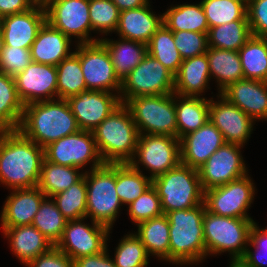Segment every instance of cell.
<instances>
[{
    "mask_svg": "<svg viewBox=\"0 0 267 267\" xmlns=\"http://www.w3.org/2000/svg\"><path fill=\"white\" fill-rule=\"evenodd\" d=\"M44 148L19 130L0 132V182L14 189L38 185Z\"/></svg>",
    "mask_w": 267,
    "mask_h": 267,
    "instance_id": "6da1fadb",
    "label": "cell"
},
{
    "mask_svg": "<svg viewBox=\"0 0 267 267\" xmlns=\"http://www.w3.org/2000/svg\"><path fill=\"white\" fill-rule=\"evenodd\" d=\"M54 99L24 106L18 128L27 139L42 148L80 130L68 101Z\"/></svg>",
    "mask_w": 267,
    "mask_h": 267,
    "instance_id": "7a4b0ae2",
    "label": "cell"
},
{
    "mask_svg": "<svg viewBox=\"0 0 267 267\" xmlns=\"http://www.w3.org/2000/svg\"><path fill=\"white\" fill-rule=\"evenodd\" d=\"M92 133L104 163H130L136 158L139 133L124 104L116 108Z\"/></svg>",
    "mask_w": 267,
    "mask_h": 267,
    "instance_id": "3957f363",
    "label": "cell"
},
{
    "mask_svg": "<svg viewBox=\"0 0 267 267\" xmlns=\"http://www.w3.org/2000/svg\"><path fill=\"white\" fill-rule=\"evenodd\" d=\"M206 207H196L167 212L169 221V262L191 264L206 256L203 235V218Z\"/></svg>",
    "mask_w": 267,
    "mask_h": 267,
    "instance_id": "277c9868",
    "label": "cell"
},
{
    "mask_svg": "<svg viewBox=\"0 0 267 267\" xmlns=\"http://www.w3.org/2000/svg\"><path fill=\"white\" fill-rule=\"evenodd\" d=\"M152 185L161 199L163 213L190 209L204 203V190L198 169L181 162L166 173L154 178Z\"/></svg>",
    "mask_w": 267,
    "mask_h": 267,
    "instance_id": "5b68a950",
    "label": "cell"
},
{
    "mask_svg": "<svg viewBox=\"0 0 267 267\" xmlns=\"http://www.w3.org/2000/svg\"><path fill=\"white\" fill-rule=\"evenodd\" d=\"M254 221L246 218L218 216L205 210L203 235L206 255L230 251L232 262H238L249 243L250 228Z\"/></svg>",
    "mask_w": 267,
    "mask_h": 267,
    "instance_id": "8992f818",
    "label": "cell"
},
{
    "mask_svg": "<svg viewBox=\"0 0 267 267\" xmlns=\"http://www.w3.org/2000/svg\"><path fill=\"white\" fill-rule=\"evenodd\" d=\"M87 188V216L111 229L122 202L116 193V164L104 163L83 173Z\"/></svg>",
    "mask_w": 267,
    "mask_h": 267,
    "instance_id": "52a82bcc",
    "label": "cell"
},
{
    "mask_svg": "<svg viewBox=\"0 0 267 267\" xmlns=\"http://www.w3.org/2000/svg\"><path fill=\"white\" fill-rule=\"evenodd\" d=\"M175 93L167 95L138 96L128 99L129 109L139 134L177 137ZM143 130V131H142Z\"/></svg>",
    "mask_w": 267,
    "mask_h": 267,
    "instance_id": "ba28073f",
    "label": "cell"
},
{
    "mask_svg": "<svg viewBox=\"0 0 267 267\" xmlns=\"http://www.w3.org/2000/svg\"><path fill=\"white\" fill-rule=\"evenodd\" d=\"M120 101L138 96L174 93V75L156 58L147 53L143 60L123 80ZM124 96V97H122Z\"/></svg>",
    "mask_w": 267,
    "mask_h": 267,
    "instance_id": "9c48e42d",
    "label": "cell"
},
{
    "mask_svg": "<svg viewBox=\"0 0 267 267\" xmlns=\"http://www.w3.org/2000/svg\"><path fill=\"white\" fill-rule=\"evenodd\" d=\"M44 158L55 164L78 168L92 161V170L104 164L93 133L87 130H79L48 144L44 147Z\"/></svg>",
    "mask_w": 267,
    "mask_h": 267,
    "instance_id": "30bf717a",
    "label": "cell"
},
{
    "mask_svg": "<svg viewBox=\"0 0 267 267\" xmlns=\"http://www.w3.org/2000/svg\"><path fill=\"white\" fill-rule=\"evenodd\" d=\"M135 158L129 163L139 170V163L151 171L150 178L166 173L180 163V140L177 137L154 134H139Z\"/></svg>",
    "mask_w": 267,
    "mask_h": 267,
    "instance_id": "8fae6325",
    "label": "cell"
},
{
    "mask_svg": "<svg viewBox=\"0 0 267 267\" xmlns=\"http://www.w3.org/2000/svg\"><path fill=\"white\" fill-rule=\"evenodd\" d=\"M254 189L251 179L245 175L204 191L206 210L218 216L251 219L246 211L252 203Z\"/></svg>",
    "mask_w": 267,
    "mask_h": 267,
    "instance_id": "7c38bea8",
    "label": "cell"
},
{
    "mask_svg": "<svg viewBox=\"0 0 267 267\" xmlns=\"http://www.w3.org/2000/svg\"><path fill=\"white\" fill-rule=\"evenodd\" d=\"M46 21L69 38L79 37V43H94L89 38L92 30L89 17V0H45ZM89 38V39H88Z\"/></svg>",
    "mask_w": 267,
    "mask_h": 267,
    "instance_id": "4fadbf2b",
    "label": "cell"
},
{
    "mask_svg": "<svg viewBox=\"0 0 267 267\" xmlns=\"http://www.w3.org/2000/svg\"><path fill=\"white\" fill-rule=\"evenodd\" d=\"M79 59L86 90L121 91L122 81L115 73L108 50L100 41L79 43Z\"/></svg>",
    "mask_w": 267,
    "mask_h": 267,
    "instance_id": "5bb4252c",
    "label": "cell"
},
{
    "mask_svg": "<svg viewBox=\"0 0 267 267\" xmlns=\"http://www.w3.org/2000/svg\"><path fill=\"white\" fill-rule=\"evenodd\" d=\"M82 219L67 221L61 239L55 245L73 261L102 252L107 246L110 229L92 221L91 227Z\"/></svg>",
    "mask_w": 267,
    "mask_h": 267,
    "instance_id": "9a60e30c",
    "label": "cell"
},
{
    "mask_svg": "<svg viewBox=\"0 0 267 267\" xmlns=\"http://www.w3.org/2000/svg\"><path fill=\"white\" fill-rule=\"evenodd\" d=\"M236 143H225L198 169L204 191L222 186L247 174L246 166Z\"/></svg>",
    "mask_w": 267,
    "mask_h": 267,
    "instance_id": "2e32d148",
    "label": "cell"
},
{
    "mask_svg": "<svg viewBox=\"0 0 267 267\" xmlns=\"http://www.w3.org/2000/svg\"><path fill=\"white\" fill-rule=\"evenodd\" d=\"M80 130L92 131L122 103L111 92L86 90L67 99Z\"/></svg>",
    "mask_w": 267,
    "mask_h": 267,
    "instance_id": "e0dca14e",
    "label": "cell"
},
{
    "mask_svg": "<svg viewBox=\"0 0 267 267\" xmlns=\"http://www.w3.org/2000/svg\"><path fill=\"white\" fill-rule=\"evenodd\" d=\"M17 93L23 105L52 100L57 95L56 66L31 63L15 77ZM45 96V99L41 97Z\"/></svg>",
    "mask_w": 267,
    "mask_h": 267,
    "instance_id": "ac0fdd59",
    "label": "cell"
},
{
    "mask_svg": "<svg viewBox=\"0 0 267 267\" xmlns=\"http://www.w3.org/2000/svg\"><path fill=\"white\" fill-rule=\"evenodd\" d=\"M221 102L210 99L209 120L221 132L226 143L243 145L252 132L253 119L221 94Z\"/></svg>",
    "mask_w": 267,
    "mask_h": 267,
    "instance_id": "d6986e66",
    "label": "cell"
},
{
    "mask_svg": "<svg viewBox=\"0 0 267 267\" xmlns=\"http://www.w3.org/2000/svg\"><path fill=\"white\" fill-rule=\"evenodd\" d=\"M45 22L44 5L33 6L24 13L3 17L0 28L4 46L30 49Z\"/></svg>",
    "mask_w": 267,
    "mask_h": 267,
    "instance_id": "ffe728a7",
    "label": "cell"
},
{
    "mask_svg": "<svg viewBox=\"0 0 267 267\" xmlns=\"http://www.w3.org/2000/svg\"><path fill=\"white\" fill-rule=\"evenodd\" d=\"M180 162L199 169L226 142L221 132L208 120L198 130L180 139Z\"/></svg>",
    "mask_w": 267,
    "mask_h": 267,
    "instance_id": "44dd1931",
    "label": "cell"
},
{
    "mask_svg": "<svg viewBox=\"0 0 267 267\" xmlns=\"http://www.w3.org/2000/svg\"><path fill=\"white\" fill-rule=\"evenodd\" d=\"M221 95L253 120H267V82L242 79L230 84Z\"/></svg>",
    "mask_w": 267,
    "mask_h": 267,
    "instance_id": "7402d4cb",
    "label": "cell"
},
{
    "mask_svg": "<svg viewBox=\"0 0 267 267\" xmlns=\"http://www.w3.org/2000/svg\"><path fill=\"white\" fill-rule=\"evenodd\" d=\"M45 197L37 186L14 189L2 209V228L31 225Z\"/></svg>",
    "mask_w": 267,
    "mask_h": 267,
    "instance_id": "603a6c76",
    "label": "cell"
},
{
    "mask_svg": "<svg viewBox=\"0 0 267 267\" xmlns=\"http://www.w3.org/2000/svg\"><path fill=\"white\" fill-rule=\"evenodd\" d=\"M150 4L120 12L116 31L119 37L145 43L151 40L152 35L163 24V15L155 16L151 13Z\"/></svg>",
    "mask_w": 267,
    "mask_h": 267,
    "instance_id": "cb8c5ba5",
    "label": "cell"
},
{
    "mask_svg": "<svg viewBox=\"0 0 267 267\" xmlns=\"http://www.w3.org/2000/svg\"><path fill=\"white\" fill-rule=\"evenodd\" d=\"M70 39L46 21L30 47L31 60L36 63L57 66L71 54L68 52Z\"/></svg>",
    "mask_w": 267,
    "mask_h": 267,
    "instance_id": "d4e9b609",
    "label": "cell"
},
{
    "mask_svg": "<svg viewBox=\"0 0 267 267\" xmlns=\"http://www.w3.org/2000/svg\"><path fill=\"white\" fill-rule=\"evenodd\" d=\"M10 239L12 251L22 263L27 264L54 245L32 224L3 228Z\"/></svg>",
    "mask_w": 267,
    "mask_h": 267,
    "instance_id": "484cf974",
    "label": "cell"
},
{
    "mask_svg": "<svg viewBox=\"0 0 267 267\" xmlns=\"http://www.w3.org/2000/svg\"><path fill=\"white\" fill-rule=\"evenodd\" d=\"M210 76L206 53L185 59L174 76V93L198 96L208 86Z\"/></svg>",
    "mask_w": 267,
    "mask_h": 267,
    "instance_id": "4316f807",
    "label": "cell"
},
{
    "mask_svg": "<svg viewBox=\"0 0 267 267\" xmlns=\"http://www.w3.org/2000/svg\"><path fill=\"white\" fill-rule=\"evenodd\" d=\"M120 41L100 39L108 50L116 75L122 81L147 54L145 43L121 38Z\"/></svg>",
    "mask_w": 267,
    "mask_h": 267,
    "instance_id": "83f0119b",
    "label": "cell"
},
{
    "mask_svg": "<svg viewBox=\"0 0 267 267\" xmlns=\"http://www.w3.org/2000/svg\"><path fill=\"white\" fill-rule=\"evenodd\" d=\"M182 99L175 102L177 138L198 130L209 120L210 100L198 96L177 95Z\"/></svg>",
    "mask_w": 267,
    "mask_h": 267,
    "instance_id": "f1b7e54d",
    "label": "cell"
},
{
    "mask_svg": "<svg viewBox=\"0 0 267 267\" xmlns=\"http://www.w3.org/2000/svg\"><path fill=\"white\" fill-rule=\"evenodd\" d=\"M209 72L219 82L220 93L230 84L244 79L239 53L232 50H222L208 47L206 52Z\"/></svg>",
    "mask_w": 267,
    "mask_h": 267,
    "instance_id": "f546056e",
    "label": "cell"
},
{
    "mask_svg": "<svg viewBox=\"0 0 267 267\" xmlns=\"http://www.w3.org/2000/svg\"><path fill=\"white\" fill-rule=\"evenodd\" d=\"M23 113L14 77L0 71V129L18 130Z\"/></svg>",
    "mask_w": 267,
    "mask_h": 267,
    "instance_id": "4dcf8cb0",
    "label": "cell"
},
{
    "mask_svg": "<svg viewBox=\"0 0 267 267\" xmlns=\"http://www.w3.org/2000/svg\"><path fill=\"white\" fill-rule=\"evenodd\" d=\"M169 231L168 218L163 214L139 223L137 236L140 238L149 255L151 253L169 261Z\"/></svg>",
    "mask_w": 267,
    "mask_h": 267,
    "instance_id": "1f68e13d",
    "label": "cell"
},
{
    "mask_svg": "<svg viewBox=\"0 0 267 267\" xmlns=\"http://www.w3.org/2000/svg\"><path fill=\"white\" fill-rule=\"evenodd\" d=\"M163 24L172 31L209 32L207 17L200 4H180L163 13Z\"/></svg>",
    "mask_w": 267,
    "mask_h": 267,
    "instance_id": "d6a6232c",
    "label": "cell"
},
{
    "mask_svg": "<svg viewBox=\"0 0 267 267\" xmlns=\"http://www.w3.org/2000/svg\"><path fill=\"white\" fill-rule=\"evenodd\" d=\"M79 169L55 164L44 158L37 187L50 199L55 194L67 190L84 176L78 173Z\"/></svg>",
    "mask_w": 267,
    "mask_h": 267,
    "instance_id": "836d02e7",
    "label": "cell"
},
{
    "mask_svg": "<svg viewBox=\"0 0 267 267\" xmlns=\"http://www.w3.org/2000/svg\"><path fill=\"white\" fill-rule=\"evenodd\" d=\"M238 53L244 79L267 82V38L252 36Z\"/></svg>",
    "mask_w": 267,
    "mask_h": 267,
    "instance_id": "e575fe53",
    "label": "cell"
},
{
    "mask_svg": "<svg viewBox=\"0 0 267 267\" xmlns=\"http://www.w3.org/2000/svg\"><path fill=\"white\" fill-rule=\"evenodd\" d=\"M77 51L72 52L57 66V97L67 100L69 97L86 91L82 67L79 59V43Z\"/></svg>",
    "mask_w": 267,
    "mask_h": 267,
    "instance_id": "d590c367",
    "label": "cell"
},
{
    "mask_svg": "<svg viewBox=\"0 0 267 267\" xmlns=\"http://www.w3.org/2000/svg\"><path fill=\"white\" fill-rule=\"evenodd\" d=\"M251 37L248 20H235L209 28L208 47L238 52Z\"/></svg>",
    "mask_w": 267,
    "mask_h": 267,
    "instance_id": "8d00e7d4",
    "label": "cell"
},
{
    "mask_svg": "<svg viewBox=\"0 0 267 267\" xmlns=\"http://www.w3.org/2000/svg\"><path fill=\"white\" fill-rule=\"evenodd\" d=\"M147 53L162 63L174 76L178 73L183 62L176 48L173 32L164 24L152 35L147 44Z\"/></svg>",
    "mask_w": 267,
    "mask_h": 267,
    "instance_id": "74e56055",
    "label": "cell"
},
{
    "mask_svg": "<svg viewBox=\"0 0 267 267\" xmlns=\"http://www.w3.org/2000/svg\"><path fill=\"white\" fill-rule=\"evenodd\" d=\"M151 185L152 179L129 163L116 164V193L122 204L132 203Z\"/></svg>",
    "mask_w": 267,
    "mask_h": 267,
    "instance_id": "f35d334b",
    "label": "cell"
},
{
    "mask_svg": "<svg viewBox=\"0 0 267 267\" xmlns=\"http://www.w3.org/2000/svg\"><path fill=\"white\" fill-rule=\"evenodd\" d=\"M62 213L68 220L86 218L87 210V188L85 176L67 190L55 194L51 197Z\"/></svg>",
    "mask_w": 267,
    "mask_h": 267,
    "instance_id": "ab89813d",
    "label": "cell"
},
{
    "mask_svg": "<svg viewBox=\"0 0 267 267\" xmlns=\"http://www.w3.org/2000/svg\"><path fill=\"white\" fill-rule=\"evenodd\" d=\"M46 199L47 197L42 200L32 225L55 246L61 239L68 220L62 215L54 200Z\"/></svg>",
    "mask_w": 267,
    "mask_h": 267,
    "instance_id": "60d3db41",
    "label": "cell"
},
{
    "mask_svg": "<svg viewBox=\"0 0 267 267\" xmlns=\"http://www.w3.org/2000/svg\"><path fill=\"white\" fill-rule=\"evenodd\" d=\"M209 28L235 20H248L247 6L235 0H202Z\"/></svg>",
    "mask_w": 267,
    "mask_h": 267,
    "instance_id": "b9f144b4",
    "label": "cell"
},
{
    "mask_svg": "<svg viewBox=\"0 0 267 267\" xmlns=\"http://www.w3.org/2000/svg\"><path fill=\"white\" fill-rule=\"evenodd\" d=\"M116 267H146L149 254L136 234L125 236L115 251Z\"/></svg>",
    "mask_w": 267,
    "mask_h": 267,
    "instance_id": "7bdbcfd3",
    "label": "cell"
},
{
    "mask_svg": "<svg viewBox=\"0 0 267 267\" xmlns=\"http://www.w3.org/2000/svg\"><path fill=\"white\" fill-rule=\"evenodd\" d=\"M120 11L111 0H89V17L92 30L101 33L115 31Z\"/></svg>",
    "mask_w": 267,
    "mask_h": 267,
    "instance_id": "ee69618b",
    "label": "cell"
},
{
    "mask_svg": "<svg viewBox=\"0 0 267 267\" xmlns=\"http://www.w3.org/2000/svg\"><path fill=\"white\" fill-rule=\"evenodd\" d=\"M129 216L137 225L148 219L163 215L161 199L153 185L129 204Z\"/></svg>",
    "mask_w": 267,
    "mask_h": 267,
    "instance_id": "f6af8a7d",
    "label": "cell"
},
{
    "mask_svg": "<svg viewBox=\"0 0 267 267\" xmlns=\"http://www.w3.org/2000/svg\"><path fill=\"white\" fill-rule=\"evenodd\" d=\"M177 50L183 60L199 56L208 50V34L193 31H172Z\"/></svg>",
    "mask_w": 267,
    "mask_h": 267,
    "instance_id": "bcb514c9",
    "label": "cell"
},
{
    "mask_svg": "<svg viewBox=\"0 0 267 267\" xmlns=\"http://www.w3.org/2000/svg\"><path fill=\"white\" fill-rule=\"evenodd\" d=\"M30 49L3 46L0 52V71L15 77L31 63Z\"/></svg>",
    "mask_w": 267,
    "mask_h": 267,
    "instance_id": "7dc6e473",
    "label": "cell"
},
{
    "mask_svg": "<svg viewBox=\"0 0 267 267\" xmlns=\"http://www.w3.org/2000/svg\"><path fill=\"white\" fill-rule=\"evenodd\" d=\"M249 243L255 247L256 252L246 249L244 256L238 261L242 267H265L267 261L261 258L262 248L267 251V228L260 230L254 222L250 228ZM259 255V256H258Z\"/></svg>",
    "mask_w": 267,
    "mask_h": 267,
    "instance_id": "c3c4849f",
    "label": "cell"
},
{
    "mask_svg": "<svg viewBox=\"0 0 267 267\" xmlns=\"http://www.w3.org/2000/svg\"><path fill=\"white\" fill-rule=\"evenodd\" d=\"M247 18L252 36L267 38V0H251Z\"/></svg>",
    "mask_w": 267,
    "mask_h": 267,
    "instance_id": "681fc988",
    "label": "cell"
},
{
    "mask_svg": "<svg viewBox=\"0 0 267 267\" xmlns=\"http://www.w3.org/2000/svg\"><path fill=\"white\" fill-rule=\"evenodd\" d=\"M28 267H74V261L70 259L56 246L27 263Z\"/></svg>",
    "mask_w": 267,
    "mask_h": 267,
    "instance_id": "f907efd6",
    "label": "cell"
},
{
    "mask_svg": "<svg viewBox=\"0 0 267 267\" xmlns=\"http://www.w3.org/2000/svg\"><path fill=\"white\" fill-rule=\"evenodd\" d=\"M74 267H116L107 255V247L100 253L74 260Z\"/></svg>",
    "mask_w": 267,
    "mask_h": 267,
    "instance_id": "816d5d0a",
    "label": "cell"
},
{
    "mask_svg": "<svg viewBox=\"0 0 267 267\" xmlns=\"http://www.w3.org/2000/svg\"><path fill=\"white\" fill-rule=\"evenodd\" d=\"M32 7L27 0H0V14L3 17L24 13Z\"/></svg>",
    "mask_w": 267,
    "mask_h": 267,
    "instance_id": "f5cc1de1",
    "label": "cell"
},
{
    "mask_svg": "<svg viewBox=\"0 0 267 267\" xmlns=\"http://www.w3.org/2000/svg\"><path fill=\"white\" fill-rule=\"evenodd\" d=\"M119 9V11L140 8L146 5L148 0H111Z\"/></svg>",
    "mask_w": 267,
    "mask_h": 267,
    "instance_id": "db71d44e",
    "label": "cell"
},
{
    "mask_svg": "<svg viewBox=\"0 0 267 267\" xmlns=\"http://www.w3.org/2000/svg\"><path fill=\"white\" fill-rule=\"evenodd\" d=\"M32 6H41L45 4V0H27Z\"/></svg>",
    "mask_w": 267,
    "mask_h": 267,
    "instance_id": "11a10c76",
    "label": "cell"
},
{
    "mask_svg": "<svg viewBox=\"0 0 267 267\" xmlns=\"http://www.w3.org/2000/svg\"><path fill=\"white\" fill-rule=\"evenodd\" d=\"M3 46H4V41H3V38H2V32H1V28H0V52L3 49Z\"/></svg>",
    "mask_w": 267,
    "mask_h": 267,
    "instance_id": "9f6ffc18",
    "label": "cell"
},
{
    "mask_svg": "<svg viewBox=\"0 0 267 267\" xmlns=\"http://www.w3.org/2000/svg\"><path fill=\"white\" fill-rule=\"evenodd\" d=\"M235 1L241 2V3L245 4L246 6H248V4L251 0H235Z\"/></svg>",
    "mask_w": 267,
    "mask_h": 267,
    "instance_id": "6f0895ef",
    "label": "cell"
},
{
    "mask_svg": "<svg viewBox=\"0 0 267 267\" xmlns=\"http://www.w3.org/2000/svg\"><path fill=\"white\" fill-rule=\"evenodd\" d=\"M230 267H242L238 262H231Z\"/></svg>",
    "mask_w": 267,
    "mask_h": 267,
    "instance_id": "680465c9",
    "label": "cell"
},
{
    "mask_svg": "<svg viewBox=\"0 0 267 267\" xmlns=\"http://www.w3.org/2000/svg\"><path fill=\"white\" fill-rule=\"evenodd\" d=\"M3 16L0 14V26L2 24Z\"/></svg>",
    "mask_w": 267,
    "mask_h": 267,
    "instance_id": "91938a15",
    "label": "cell"
}]
</instances>
